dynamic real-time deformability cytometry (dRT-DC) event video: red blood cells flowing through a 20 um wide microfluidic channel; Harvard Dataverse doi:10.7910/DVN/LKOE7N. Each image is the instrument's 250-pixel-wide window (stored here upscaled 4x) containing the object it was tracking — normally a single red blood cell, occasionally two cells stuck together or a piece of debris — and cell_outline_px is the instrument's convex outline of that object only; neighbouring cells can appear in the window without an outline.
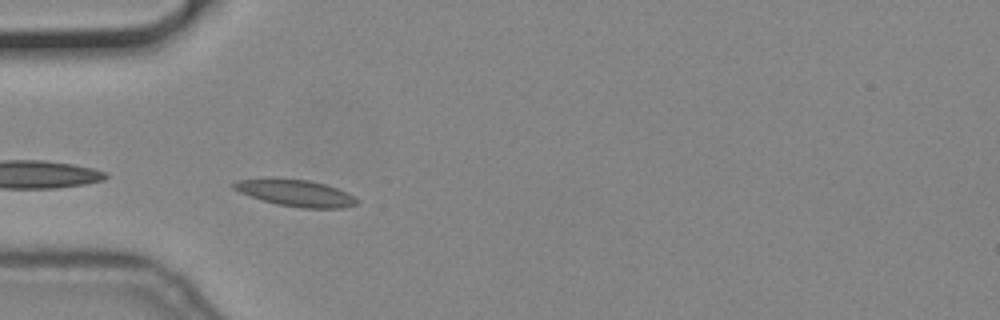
{"species": "common noctule bat (a hibernating species)", "species_latin": "Nyctalus noctula", "temperature_condition": "cold", "stored_images_in_passage": 28, "camera_frame_rate_fps": 3000, "um_per_image_px": 0.085, "animal": {"sex": "male", "body_mass_g": 19.2, "forearm_length_mm": 51.8}, "frame": {"image": 1, "passage_image": 1, "time_ms": 0.0, "image_size_px": [1000, 320], "cell_outline_px": [[360, 200], [356, 204], [344, 208], [300, 208], [276, 204], [240, 192], [232, 188], [232, 184], [240, 180], [272, 176], [276, 176], [308, 180], [324, 184], [336, 188]], "centroid_in_image_um": [25.09, 16.38], "position_along_channel_um": 59.9, "area_um2": 19.31}}
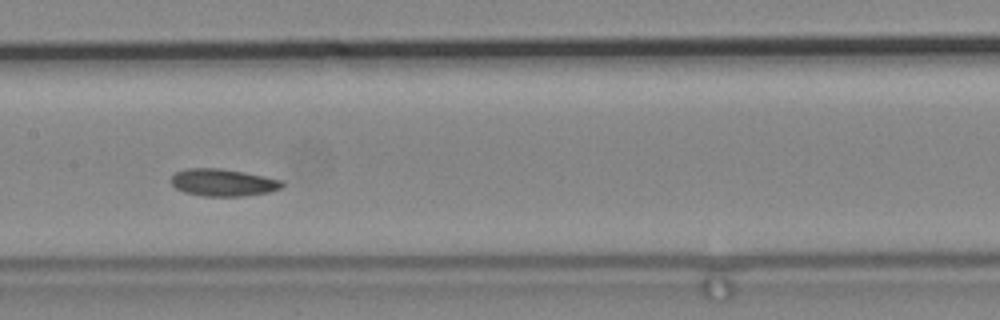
{"frame": {"image": 2, "passage_image": 12, "time_ms": 3.667, "image_size_px": [1000, 320], "cell_outline_px": [[284, 184], [280, 188], [268, 192], [240, 196], [204, 196], [184, 192], [176, 188], [172, 184], [172, 176], [176, 172], [188, 168], [220, 168], [244, 172], [264, 176], [280, 180]], "centroid_in_image_um": [18.94, 15.51], "position_along_channel_um": 188.5, "area_um2": 17.4}}
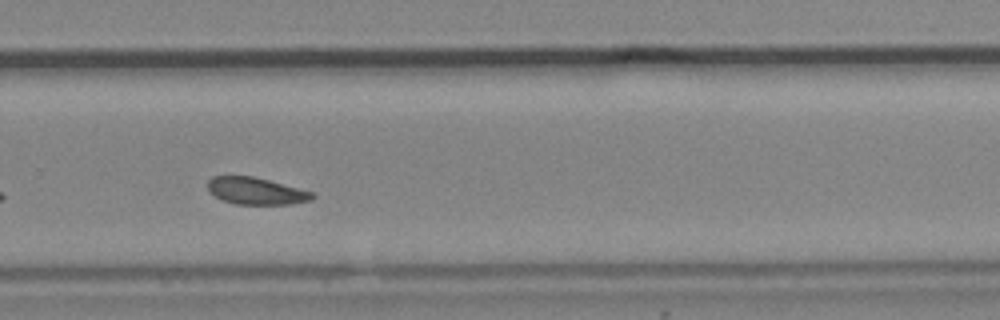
{"frame": {"image": 3, "passage_image": 22, "time_ms": 7.0, "image_size_px": [1000, 320], "cell_outline_px": [[316, 196], [312, 200], [292, 204], [236, 204], [220, 200], [208, 192], [208, 180], [212, 176], [252, 176], [268, 180], [312, 192]], "centroid_in_image_um": [21.72, 16.24], "position_along_channel_um": 308.1, "area_um2": 16.47}}